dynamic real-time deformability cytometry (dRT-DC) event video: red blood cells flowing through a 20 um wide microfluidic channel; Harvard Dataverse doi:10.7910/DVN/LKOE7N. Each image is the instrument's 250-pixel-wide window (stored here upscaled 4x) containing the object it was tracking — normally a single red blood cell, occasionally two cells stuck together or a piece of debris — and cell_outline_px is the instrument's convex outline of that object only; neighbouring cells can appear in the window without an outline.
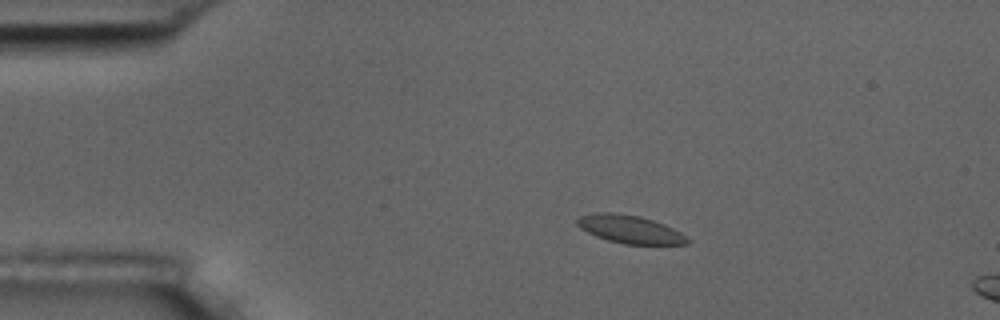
{"species": "common noctule bat (a hibernating species)", "species_latin": "Nyctalus noctula", "temperature_condition": "room temperature", "stored_images_in_passage": 4, "camera_frame_rate_fps": 3000, "um_per_image_px": 0.085, "animal": {"sex": "male", "body_mass_g": 17.5, "forearm_length_mm": 52.3}, "frame": {"image": 1, "passage_image": 2, "time_ms": 1.333, "image_size_px": [1000, 320], "cell_outline_px": [[692, 240], [688, 244], [624, 244], [608, 240], [596, 236], [580, 228], [576, 224], [576, 220], [580, 216], [592, 212], [612, 212], [640, 216], [664, 224], [680, 232]], "centroid_in_image_um": [53.53, 19.48], "position_along_channel_um": 31.5, "area_um2": 18.03}}